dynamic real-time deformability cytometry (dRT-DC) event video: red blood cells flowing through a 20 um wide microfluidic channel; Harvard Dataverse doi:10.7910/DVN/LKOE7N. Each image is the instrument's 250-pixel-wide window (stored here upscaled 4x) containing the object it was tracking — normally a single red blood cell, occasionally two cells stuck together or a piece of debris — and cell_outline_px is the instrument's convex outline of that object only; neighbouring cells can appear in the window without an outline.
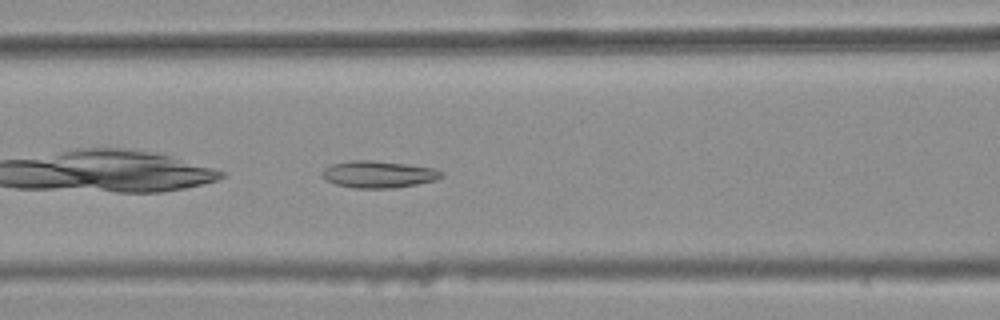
{"species": "common noctule bat (a hibernating species)", "species_latin": "Nyctalus noctula", "temperature_condition": "warm", "stored_images_in_passage": 28, "camera_frame_rate_fps": 3000, "um_per_image_px": 0.085, "animal": {"sex": "female", "body_mass_g": 25.1}, "frame": {"image": 1, "passage_image": 6, "time_ms": 1.667, "image_size_px": [1000, 320], "cell_outline_px": [[444, 176], [436, 180], [416, 184], [392, 188], [352, 188], [336, 184], [324, 180], [320, 176], [320, 172], [324, 168], [332, 164], [348, 160], [372, 160], [436, 168], [444, 172]], "centroid_in_image_um": [32.13, 14.81], "position_along_channel_um": 134.5, "area_um2": 18.96}}
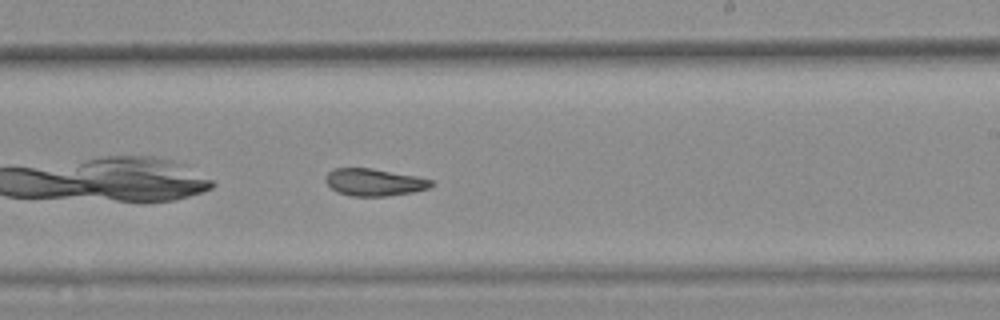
{"frame": {"image": 2, "passage_image": 16, "time_ms": 5.0, "image_size_px": [1000, 320], "cell_outline_px": [[432, 184], [428, 188], [412, 192], [388, 196], [352, 196], [336, 192], [324, 180], [324, 176], [332, 168], [372, 168], [416, 176], [432, 180]], "centroid_in_image_um": [31.75, 15.48], "position_along_channel_um": 257.2, "area_um2": 16.76}}
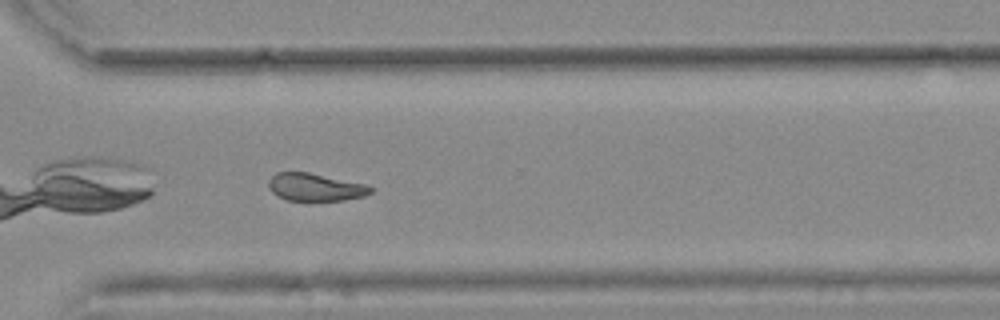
{"frame": {"image": 3, "passage_image": 23, "time_ms": 7.333, "image_size_px": [1000, 320], "cell_outline_px": [[372, 192], [364, 196], [344, 200], [288, 200], [272, 192], [268, 184], [268, 180], [276, 172], [308, 172], [368, 184], [372, 188]], "centroid_in_image_um": [26.83, 15.89], "position_along_channel_um": 343.8, "area_um2": 16.36}}